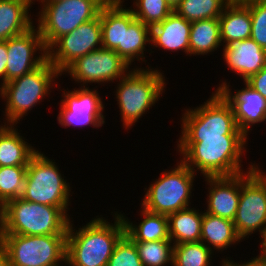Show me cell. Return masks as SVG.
<instances>
[{"instance_id":"44dd1931","label":"cell","mask_w":266,"mask_h":266,"mask_svg":"<svg viewBox=\"0 0 266 266\" xmlns=\"http://www.w3.org/2000/svg\"><path fill=\"white\" fill-rule=\"evenodd\" d=\"M218 19L221 43L224 42V46L251 37L250 10L242 1L232 0Z\"/></svg>"},{"instance_id":"7bdbcfd3","label":"cell","mask_w":266,"mask_h":266,"mask_svg":"<svg viewBox=\"0 0 266 266\" xmlns=\"http://www.w3.org/2000/svg\"><path fill=\"white\" fill-rule=\"evenodd\" d=\"M243 3H266V0H240Z\"/></svg>"},{"instance_id":"4316f807","label":"cell","mask_w":266,"mask_h":266,"mask_svg":"<svg viewBox=\"0 0 266 266\" xmlns=\"http://www.w3.org/2000/svg\"><path fill=\"white\" fill-rule=\"evenodd\" d=\"M147 42L151 44V27L135 19L129 26H123L122 47H117L114 51L131 65L135 58L145 61L143 52Z\"/></svg>"},{"instance_id":"60d3db41","label":"cell","mask_w":266,"mask_h":266,"mask_svg":"<svg viewBox=\"0 0 266 266\" xmlns=\"http://www.w3.org/2000/svg\"><path fill=\"white\" fill-rule=\"evenodd\" d=\"M182 0H167V2L171 5L173 9L181 2Z\"/></svg>"},{"instance_id":"b9f144b4","label":"cell","mask_w":266,"mask_h":266,"mask_svg":"<svg viewBox=\"0 0 266 266\" xmlns=\"http://www.w3.org/2000/svg\"><path fill=\"white\" fill-rule=\"evenodd\" d=\"M3 213H4V205L0 201V229H1V226H2Z\"/></svg>"},{"instance_id":"5bb4252c","label":"cell","mask_w":266,"mask_h":266,"mask_svg":"<svg viewBox=\"0 0 266 266\" xmlns=\"http://www.w3.org/2000/svg\"><path fill=\"white\" fill-rule=\"evenodd\" d=\"M74 91H63V98L58 114V123L63 127L87 126L101 127L105 121L103 116L104 105L98 91L81 87Z\"/></svg>"},{"instance_id":"e0dca14e","label":"cell","mask_w":266,"mask_h":266,"mask_svg":"<svg viewBox=\"0 0 266 266\" xmlns=\"http://www.w3.org/2000/svg\"><path fill=\"white\" fill-rule=\"evenodd\" d=\"M210 187L205 213L234 220L241 191V173L233 176L205 177Z\"/></svg>"},{"instance_id":"74e56055","label":"cell","mask_w":266,"mask_h":266,"mask_svg":"<svg viewBox=\"0 0 266 266\" xmlns=\"http://www.w3.org/2000/svg\"><path fill=\"white\" fill-rule=\"evenodd\" d=\"M222 262V266H266V259L259 254V256L257 255V257L249 260V262L247 261L246 263L244 262L242 263H233V261L228 260V259H224L221 261Z\"/></svg>"},{"instance_id":"6da1fadb","label":"cell","mask_w":266,"mask_h":266,"mask_svg":"<svg viewBox=\"0 0 266 266\" xmlns=\"http://www.w3.org/2000/svg\"><path fill=\"white\" fill-rule=\"evenodd\" d=\"M246 139V135L180 137L177 147L181 161L194 173L198 169L204 177L233 176L243 173L241 156Z\"/></svg>"},{"instance_id":"f546056e","label":"cell","mask_w":266,"mask_h":266,"mask_svg":"<svg viewBox=\"0 0 266 266\" xmlns=\"http://www.w3.org/2000/svg\"><path fill=\"white\" fill-rule=\"evenodd\" d=\"M134 244L143 266H165L169 262L173 266L174 244L170 239Z\"/></svg>"},{"instance_id":"ac0fdd59","label":"cell","mask_w":266,"mask_h":266,"mask_svg":"<svg viewBox=\"0 0 266 266\" xmlns=\"http://www.w3.org/2000/svg\"><path fill=\"white\" fill-rule=\"evenodd\" d=\"M223 57L228 67L242 76L244 82L266 65V50L251 38L224 46Z\"/></svg>"},{"instance_id":"bcb514c9","label":"cell","mask_w":266,"mask_h":266,"mask_svg":"<svg viewBox=\"0 0 266 266\" xmlns=\"http://www.w3.org/2000/svg\"><path fill=\"white\" fill-rule=\"evenodd\" d=\"M31 4L35 1V0H28ZM38 1V0H37Z\"/></svg>"},{"instance_id":"ffe728a7","label":"cell","mask_w":266,"mask_h":266,"mask_svg":"<svg viewBox=\"0 0 266 266\" xmlns=\"http://www.w3.org/2000/svg\"><path fill=\"white\" fill-rule=\"evenodd\" d=\"M123 1H108L100 10L102 47L115 50L122 47L123 26H129L136 18ZM122 4V5H121Z\"/></svg>"},{"instance_id":"603a6c76","label":"cell","mask_w":266,"mask_h":266,"mask_svg":"<svg viewBox=\"0 0 266 266\" xmlns=\"http://www.w3.org/2000/svg\"><path fill=\"white\" fill-rule=\"evenodd\" d=\"M0 125V167L28 166L32 156L38 151L23 140L15 125Z\"/></svg>"},{"instance_id":"ba28073f","label":"cell","mask_w":266,"mask_h":266,"mask_svg":"<svg viewBox=\"0 0 266 266\" xmlns=\"http://www.w3.org/2000/svg\"><path fill=\"white\" fill-rule=\"evenodd\" d=\"M11 266L66 264L67 235H0Z\"/></svg>"},{"instance_id":"1f68e13d","label":"cell","mask_w":266,"mask_h":266,"mask_svg":"<svg viewBox=\"0 0 266 266\" xmlns=\"http://www.w3.org/2000/svg\"><path fill=\"white\" fill-rule=\"evenodd\" d=\"M27 167H0V201L3 205L22 196Z\"/></svg>"},{"instance_id":"3957f363","label":"cell","mask_w":266,"mask_h":266,"mask_svg":"<svg viewBox=\"0 0 266 266\" xmlns=\"http://www.w3.org/2000/svg\"><path fill=\"white\" fill-rule=\"evenodd\" d=\"M61 208L19 197L4 205L0 235H67L70 216Z\"/></svg>"},{"instance_id":"7a4b0ae2","label":"cell","mask_w":266,"mask_h":266,"mask_svg":"<svg viewBox=\"0 0 266 266\" xmlns=\"http://www.w3.org/2000/svg\"><path fill=\"white\" fill-rule=\"evenodd\" d=\"M114 216V224L97 216L76 231L70 221L66 252L68 266L108 265L115 245L125 234V224L121 213L116 212Z\"/></svg>"},{"instance_id":"ee69618b","label":"cell","mask_w":266,"mask_h":266,"mask_svg":"<svg viewBox=\"0 0 266 266\" xmlns=\"http://www.w3.org/2000/svg\"><path fill=\"white\" fill-rule=\"evenodd\" d=\"M261 244V248H262V252L260 251L261 255L266 259V242L265 243H260Z\"/></svg>"},{"instance_id":"836d02e7","label":"cell","mask_w":266,"mask_h":266,"mask_svg":"<svg viewBox=\"0 0 266 266\" xmlns=\"http://www.w3.org/2000/svg\"><path fill=\"white\" fill-rule=\"evenodd\" d=\"M107 266H143L134 242L126 234L115 245Z\"/></svg>"},{"instance_id":"83f0119b","label":"cell","mask_w":266,"mask_h":266,"mask_svg":"<svg viewBox=\"0 0 266 266\" xmlns=\"http://www.w3.org/2000/svg\"><path fill=\"white\" fill-rule=\"evenodd\" d=\"M219 19L191 22L189 55H205L221 46Z\"/></svg>"},{"instance_id":"8d00e7d4","label":"cell","mask_w":266,"mask_h":266,"mask_svg":"<svg viewBox=\"0 0 266 266\" xmlns=\"http://www.w3.org/2000/svg\"><path fill=\"white\" fill-rule=\"evenodd\" d=\"M7 53L6 41H0V78L3 81L0 86L6 83Z\"/></svg>"},{"instance_id":"277c9868","label":"cell","mask_w":266,"mask_h":266,"mask_svg":"<svg viewBox=\"0 0 266 266\" xmlns=\"http://www.w3.org/2000/svg\"><path fill=\"white\" fill-rule=\"evenodd\" d=\"M149 68L129 70L117 83L116 99L126 129L152 108L165 90V77L159 70Z\"/></svg>"},{"instance_id":"30bf717a","label":"cell","mask_w":266,"mask_h":266,"mask_svg":"<svg viewBox=\"0 0 266 266\" xmlns=\"http://www.w3.org/2000/svg\"><path fill=\"white\" fill-rule=\"evenodd\" d=\"M195 174L180 160V164L163 172L161 177L148 187L142 208L168 216L189 207Z\"/></svg>"},{"instance_id":"d4e9b609","label":"cell","mask_w":266,"mask_h":266,"mask_svg":"<svg viewBox=\"0 0 266 266\" xmlns=\"http://www.w3.org/2000/svg\"><path fill=\"white\" fill-rule=\"evenodd\" d=\"M198 211L187 207L167 216L169 239L174 245L200 241L203 212Z\"/></svg>"},{"instance_id":"484cf974","label":"cell","mask_w":266,"mask_h":266,"mask_svg":"<svg viewBox=\"0 0 266 266\" xmlns=\"http://www.w3.org/2000/svg\"><path fill=\"white\" fill-rule=\"evenodd\" d=\"M141 215L144 216L140 224L133 225L121 214L125 224V234L133 242H150L169 239L168 218L166 215L153 213L143 208Z\"/></svg>"},{"instance_id":"7c38bea8","label":"cell","mask_w":266,"mask_h":266,"mask_svg":"<svg viewBox=\"0 0 266 266\" xmlns=\"http://www.w3.org/2000/svg\"><path fill=\"white\" fill-rule=\"evenodd\" d=\"M99 44V45H98ZM102 47L99 15L62 35L47 50L49 62L62 72L78 58Z\"/></svg>"},{"instance_id":"f1b7e54d","label":"cell","mask_w":266,"mask_h":266,"mask_svg":"<svg viewBox=\"0 0 266 266\" xmlns=\"http://www.w3.org/2000/svg\"><path fill=\"white\" fill-rule=\"evenodd\" d=\"M232 0H182L174 11L189 22L218 19Z\"/></svg>"},{"instance_id":"e575fe53","label":"cell","mask_w":266,"mask_h":266,"mask_svg":"<svg viewBox=\"0 0 266 266\" xmlns=\"http://www.w3.org/2000/svg\"><path fill=\"white\" fill-rule=\"evenodd\" d=\"M252 20L251 39L266 50V3H244Z\"/></svg>"},{"instance_id":"5b68a950","label":"cell","mask_w":266,"mask_h":266,"mask_svg":"<svg viewBox=\"0 0 266 266\" xmlns=\"http://www.w3.org/2000/svg\"><path fill=\"white\" fill-rule=\"evenodd\" d=\"M58 75L61 73L47 59L33 71L2 85L0 97L6 101L7 124L16 125L37 102L50 94L52 82Z\"/></svg>"},{"instance_id":"ab89813d","label":"cell","mask_w":266,"mask_h":266,"mask_svg":"<svg viewBox=\"0 0 266 266\" xmlns=\"http://www.w3.org/2000/svg\"><path fill=\"white\" fill-rule=\"evenodd\" d=\"M253 170L266 182V174L265 172H262V170L258 168V165L257 166L254 165Z\"/></svg>"},{"instance_id":"d6a6232c","label":"cell","mask_w":266,"mask_h":266,"mask_svg":"<svg viewBox=\"0 0 266 266\" xmlns=\"http://www.w3.org/2000/svg\"><path fill=\"white\" fill-rule=\"evenodd\" d=\"M135 7L131 9L136 19L152 27L163 22L174 9L167 0H134Z\"/></svg>"},{"instance_id":"7402d4cb","label":"cell","mask_w":266,"mask_h":266,"mask_svg":"<svg viewBox=\"0 0 266 266\" xmlns=\"http://www.w3.org/2000/svg\"><path fill=\"white\" fill-rule=\"evenodd\" d=\"M31 3L28 0H0V41L20 35L34 24L28 14Z\"/></svg>"},{"instance_id":"4fadbf2b","label":"cell","mask_w":266,"mask_h":266,"mask_svg":"<svg viewBox=\"0 0 266 266\" xmlns=\"http://www.w3.org/2000/svg\"><path fill=\"white\" fill-rule=\"evenodd\" d=\"M130 66L114 51L99 48L87 53L71 63L63 72L69 73L71 78L78 83H105L120 80Z\"/></svg>"},{"instance_id":"8fae6325","label":"cell","mask_w":266,"mask_h":266,"mask_svg":"<svg viewBox=\"0 0 266 266\" xmlns=\"http://www.w3.org/2000/svg\"><path fill=\"white\" fill-rule=\"evenodd\" d=\"M250 165L241 173L240 199L235 218V230L241 239L259 231L262 243L266 242V182ZM254 231V232H253Z\"/></svg>"},{"instance_id":"4dcf8cb0","label":"cell","mask_w":266,"mask_h":266,"mask_svg":"<svg viewBox=\"0 0 266 266\" xmlns=\"http://www.w3.org/2000/svg\"><path fill=\"white\" fill-rule=\"evenodd\" d=\"M212 251L201 241L176 244L173 266H210Z\"/></svg>"},{"instance_id":"d590c367","label":"cell","mask_w":266,"mask_h":266,"mask_svg":"<svg viewBox=\"0 0 266 266\" xmlns=\"http://www.w3.org/2000/svg\"><path fill=\"white\" fill-rule=\"evenodd\" d=\"M245 82L266 99V65Z\"/></svg>"},{"instance_id":"2e32d148","label":"cell","mask_w":266,"mask_h":266,"mask_svg":"<svg viewBox=\"0 0 266 266\" xmlns=\"http://www.w3.org/2000/svg\"><path fill=\"white\" fill-rule=\"evenodd\" d=\"M224 81L218 88L222 96L231 104L237 127L247 136L251 125L266 121V99L245 82V88L235 95Z\"/></svg>"},{"instance_id":"f35d334b","label":"cell","mask_w":266,"mask_h":266,"mask_svg":"<svg viewBox=\"0 0 266 266\" xmlns=\"http://www.w3.org/2000/svg\"><path fill=\"white\" fill-rule=\"evenodd\" d=\"M0 266H11L7 252L1 243H0Z\"/></svg>"},{"instance_id":"8992f818","label":"cell","mask_w":266,"mask_h":266,"mask_svg":"<svg viewBox=\"0 0 266 266\" xmlns=\"http://www.w3.org/2000/svg\"><path fill=\"white\" fill-rule=\"evenodd\" d=\"M108 0H59L42 3L38 31L48 49L62 35L95 19Z\"/></svg>"},{"instance_id":"52a82bcc","label":"cell","mask_w":266,"mask_h":266,"mask_svg":"<svg viewBox=\"0 0 266 266\" xmlns=\"http://www.w3.org/2000/svg\"><path fill=\"white\" fill-rule=\"evenodd\" d=\"M55 164L53 160L37 151L29 161L21 198L38 204L56 206L67 213L71 188Z\"/></svg>"},{"instance_id":"cb8c5ba5","label":"cell","mask_w":266,"mask_h":266,"mask_svg":"<svg viewBox=\"0 0 266 266\" xmlns=\"http://www.w3.org/2000/svg\"><path fill=\"white\" fill-rule=\"evenodd\" d=\"M241 240L242 239L235 230L232 220L208 214L204 211L200 241L211 250L213 248L218 251H223L224 249L226 250L228 246L230 247L231 244H235ZM206 242L208 244H206Z\"/></svg>"},{"instance_id":"9c48e42d","label":"cell","mask_w":266,"mask_h":266,"mask_svg":"<svg viewBox=\"0 0 266 266\" xmlns=\"http://www.w3.org/2000/svg\"><path fill=\"white\" fill-rule=\"evenodd\" d=\"M181 137H223L245 135L238 127L231 104L219 91L203 105L185 110Z\"/></svg>"},{"instance_id":"f6af8a7d","label":"cell","mask_w":266,"mask_h":266,"mask_svg":"<svg viewBox=\"0 0 266 266\" xmlns=\"http://www.w3.org/2000/svg\"><path fill=\"white\" fill-rule=\"evenodd\" d=\"M41 3H52V2H55V1H59V0H40Z\"/></svg>"},{"instance_id":"9a60e30c","label":"cell","mask_w":266,"mask_h":266,"mask_svg":"<svg viewBox=\"0 0 266 266\" xmlns=\"http://www.w3.org/2000/svg\"><path fill=\"white\" fill-rule=\"evenodd\" d=\"M6 47L8 52L6 83L33 71L48 59V49L35 26L6 40ZM37 50L41 51V55L34 57Z\"/></svg>"},{"instance_id":"d6986e66","label":"cell","mask_w":266,"mask_h":266,"mask_svg":"<svg viewBox=\"0 0 266 266\" xmlns=\"http://www.w3.org/2000/svg\"><path fill=\"white\" fill-rule=\"evenodd\" d=\"M191 22L173 11L163 22L151 27L153 46L163 50H183L189 55V36Z\"/></svg>"}]
</instances>
